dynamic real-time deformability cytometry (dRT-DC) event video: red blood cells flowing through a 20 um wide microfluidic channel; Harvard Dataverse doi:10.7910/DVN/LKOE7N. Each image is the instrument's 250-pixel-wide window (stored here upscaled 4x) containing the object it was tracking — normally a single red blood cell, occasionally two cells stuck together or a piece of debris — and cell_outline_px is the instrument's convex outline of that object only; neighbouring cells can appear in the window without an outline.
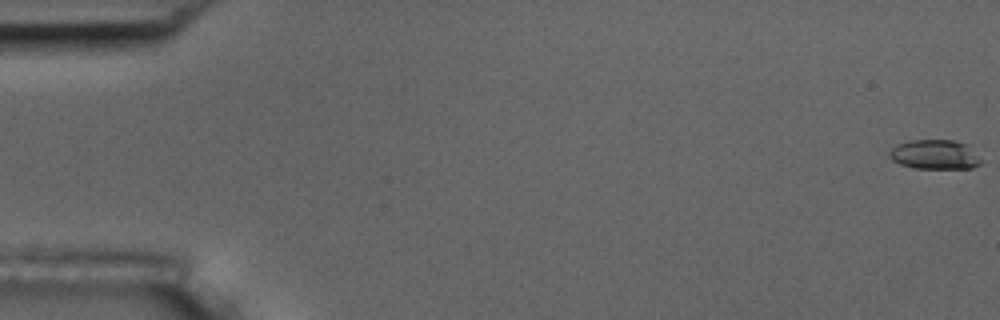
{"species": "common noctule bat (a hibernating species)", "species_latin": "Nyctalus noctula", "temperature_condition": "room temperature", "stored_images_in_passage": 10, "camera_frame_rate_fps": 3000, "um_per_image_px": 0.085, "animal": {"sex": "male", "body_mass_g": 17.5, "forearm_length_mm": 52.3}, "frame": {"image": 1, "passage_image": 1, "time_ms": 0.0, "image_size_px": [1000, 320], "cell_outline_px": [[980, 164], [972, 168], [912, 168], [900, 164], [892, 160], [888, 152], [896, 144], [908, 140], [952, 140], [968, 144], [980, 160]], "centroid_in_image_um": [79.42, 13.13], "position_along_channel_um": 5.6, "area_um2": 15.72}}
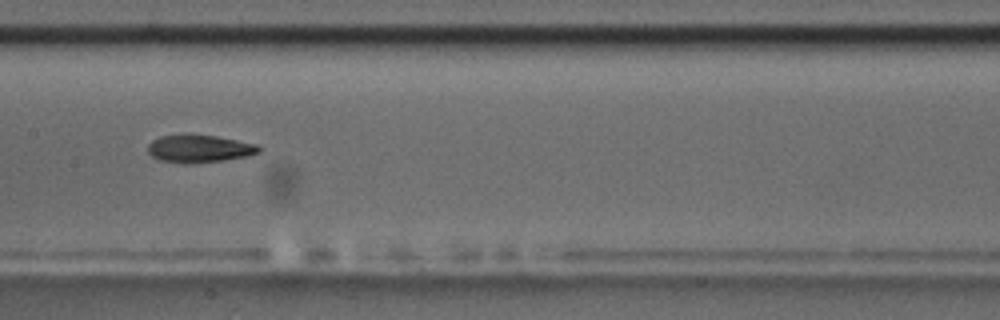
{"frame": {"image": 2, "passage_image": 9, "time_ms": 9.333, "image_size_px": [1000, 320], "cell_outline_px": [[260, 152], [248, 156], [224, 160], [192, 164], [184, 164], [160, 160], [152, 156], [148, 152], [148, 144], [152, 140], [160, 136], [188, 132], [216, 136], [256, 144], [260, 148]], "centroid_in_image_um": [16.9, 12.62], "position_along_channel_um": 190.5, "area_um2": 18.38}}
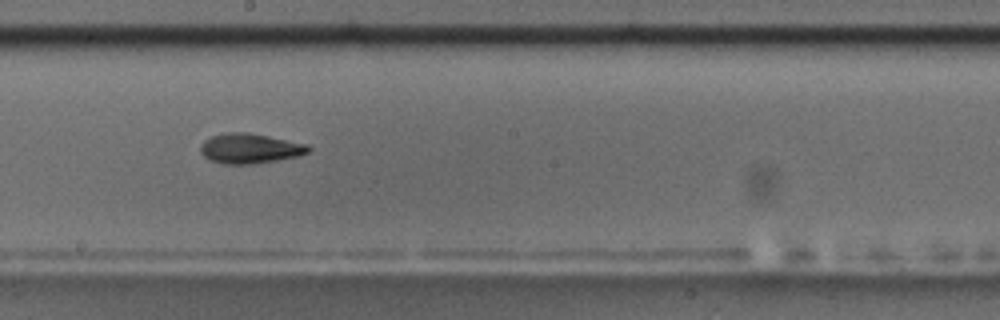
{"frame": {"image": 3, "passage_image": 10, "time_ms": 10.333, "image_size_px": [1000, 320], "cell_outline_px": [[312, 148], [308, 152], [300, 156], [252, 164], [224, 164], [208, 160], [200, 152], [200, 144], [204, 140], [212, 136], [224, 132], [248, 132], [308, 144]], "centroid_in_image_um": [21.22, 12.61], "position_along_channel_um": 227.0, "area_um2": 19.02}}